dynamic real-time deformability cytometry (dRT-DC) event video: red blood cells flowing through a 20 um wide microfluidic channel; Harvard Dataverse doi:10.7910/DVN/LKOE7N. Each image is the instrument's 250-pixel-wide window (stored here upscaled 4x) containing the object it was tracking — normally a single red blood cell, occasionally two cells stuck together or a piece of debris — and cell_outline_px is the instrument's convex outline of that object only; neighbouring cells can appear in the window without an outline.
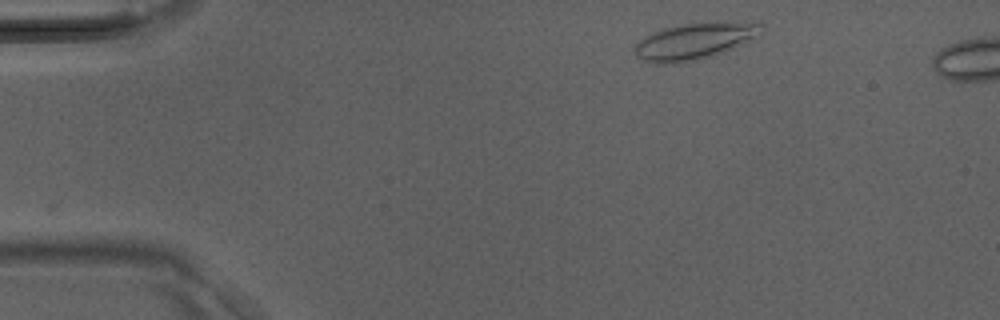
{"species": "Egyptian fruit bat (a non-hibernating species)", "species_latin": "Rousettus aegyptiacus", "temperature_condition": "room temperature", "stored_images_in_passage": 34, "camera_frame_rate_fps": 3000, "um_per_image_px": 0.085, "animal": {"sex": "male"}, "frame": {"image": 1, "passage_image": 1, "time_ms": 0.0, "image_size_px": [1000, 320], "cell_outline_px": [[764, 24], [760, 36], [752, 40], [712, 56], [696, 60], [672, 64], [660, 64], [644, 60], [636, 56], [636, 44], [644, 36], [652, 32], [664, 28], [680, 24], [716, 20], [760, 20]], "centroid_in_image_um": [59.18, 3.43], "position_along_channel_um": 25.8, "area_um2": 27.86}}
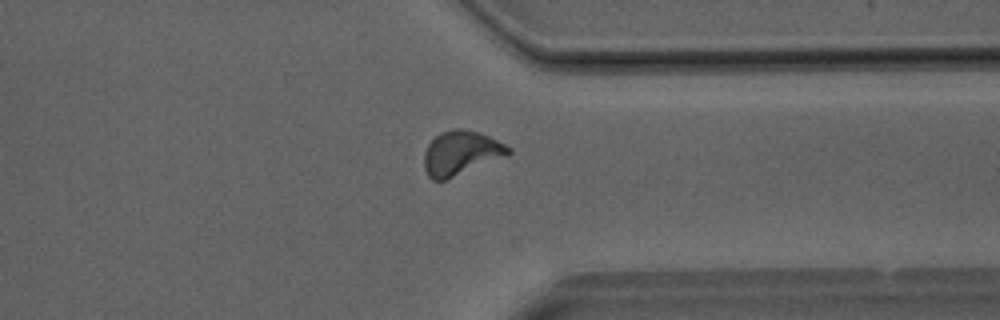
{"frame": {"image": 2, "passage_image": 26, "time_ms": 8.333, "image_size_px": [1000, 320], "cell_outline_px": [[512, 152], [508, 156], [448, 180], [432, 180], [428, 176], [424, 168], [424, 152], [428, 144], [440, 132], [452, 128], [460, 128], [480, 132], [512, 148]], "centroid_in_image_um": [39.19, 13.02], "position_along_channel_um": 372.2, "area_um2": 22.14}}
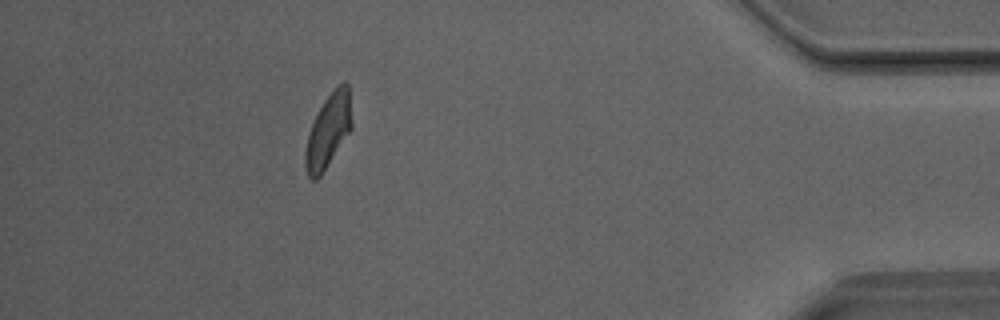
{"frame": {"image": 3, "passage_image": 31, "time_ms": 10.0, "image_size_px": [1000, 320], "cell_outline_px": [[352, 128], [320, 176], [316, 180], [312, 180], [308, 176], [304, 168], [304, 152], [308, 136], [312, 124], [324, 100], [344, 80], [348, 84], [352, 124]], "centroid_in_image_um": [27.89, 11.15], "position_along_channel_um": 407.3, "area_um2": 19.59}}